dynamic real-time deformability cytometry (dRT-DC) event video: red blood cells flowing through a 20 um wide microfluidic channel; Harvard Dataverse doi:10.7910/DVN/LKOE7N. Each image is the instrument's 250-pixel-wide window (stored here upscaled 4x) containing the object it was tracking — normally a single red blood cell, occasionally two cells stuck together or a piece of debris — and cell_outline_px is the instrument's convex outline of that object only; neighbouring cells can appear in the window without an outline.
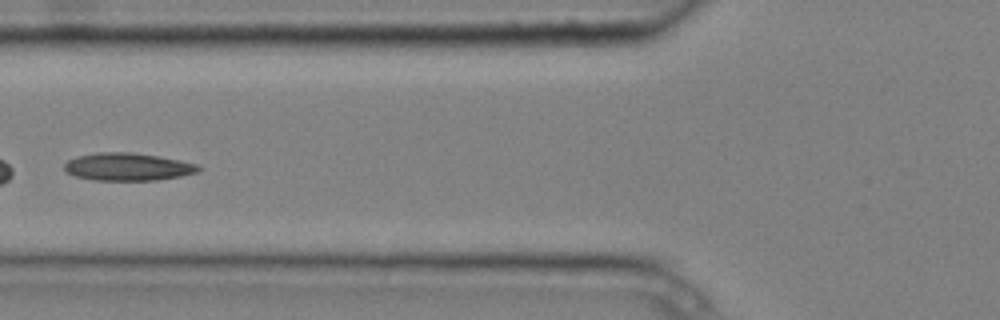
{"species": "common noctule bat (a hibernating species)", "species_latin": "Nyctalus noctula", "temperature_condition": "cold", "stored_images_in_passage": 10, "camera_frame_rate_fps": 3000, "um_per_image_px": 0.085, "animal": {"sex": "male", "body_mass_g": 20.4}, "frame": {"image": 1, "passage_image": 6, "time_ms": 1.667, "image_size_px": [1000, 320], "cell_outline_px": [[200, 168], [196, 172], [180, 176], [156, 180], [96, 180], [76, 176], [64, 172], [64, 164], [68, 160], [76, 156], [96, 152], [128, 152], [156, 156], [180, 160], [196, 164]], "centroid_in_image_um": [10.79, 14.17], "position_along_channel_um": 115.0, "area_um2": 21.44}}
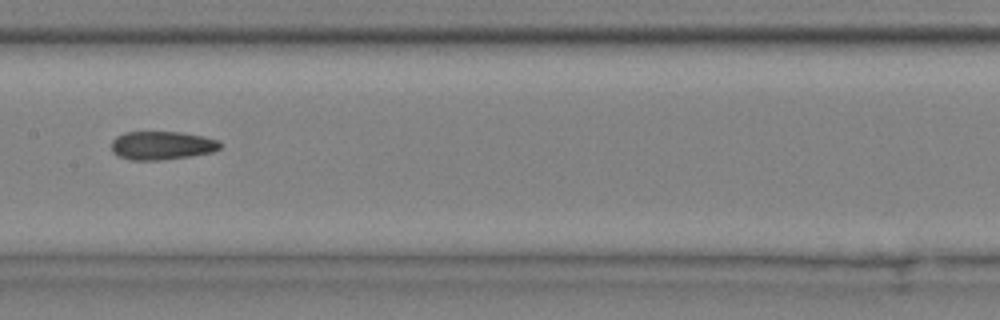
{"frame": {"image": 2, "passage_image": 9, "time_ms": 2.667, "image_size_px": [1000, 320], "cell_outline_px": [[220, 148], [212, 152], [192, 156], [164, 160], [128, 160], [112, 152], [112, 140], [116, 136], [124, 132], [180, 132], [204, 136], [220, 140]], "centroid_in_image_um": [13.77, 12.36], "position_along_channel_um": 193.6, "area_um2": 18.21}}
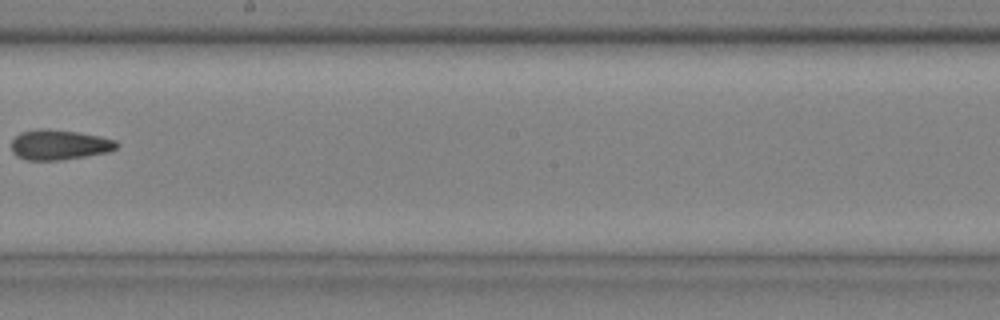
{"frame": {"image": 3, "passage_image": 10, "time_ms": 3.0, "image_size_px": [1000, 320], "cell_outline_px": [[120, 144], [116, 148], [108, 152], [60, 160], [24, 160], [16, 156], [12, 152], [12, 140], [20, 132], [40, 128], [76, 132], [100, 136], [116, 140]], "centroid_in_image_um": [5.02, 12.31], "position_along_channel_um": 243.2, "area_um2": 18.44}}